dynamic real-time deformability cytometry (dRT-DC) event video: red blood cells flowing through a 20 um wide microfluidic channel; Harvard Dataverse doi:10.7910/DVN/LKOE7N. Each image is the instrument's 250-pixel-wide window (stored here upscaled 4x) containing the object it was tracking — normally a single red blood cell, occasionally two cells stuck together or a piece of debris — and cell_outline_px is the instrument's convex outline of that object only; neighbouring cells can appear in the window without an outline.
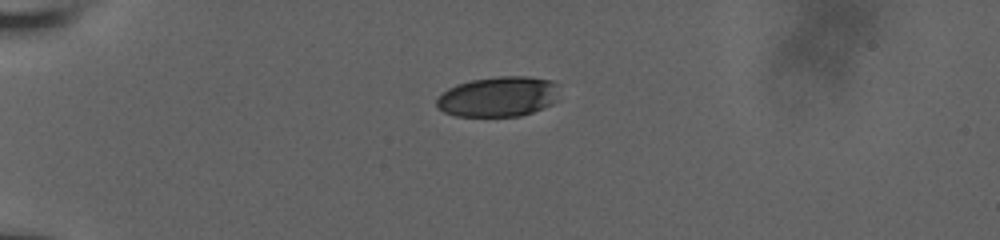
{"species": "human", "species_latin": "Homo sapiens", "temperature_condition": "room temperature", "stored_images_in_passage": 42, "camera_frame_rate_fps": 3000, "um_per_image_px": 0.085, "donor": {"sex": "male"}, "frame": {"image": 1, "passage_image": 1, "time_ms": 0.0, "image_size_px": [1000, 240], "cell_outline_px": [[560, 100], [544, 108], [520, 116], [456, 116], [444, 112], [436, 108], [436, 100], [448, 88], [456, 84], [472, 80], [500, 76], [528, 76], [552, 80], [560, 84]], "centroid_in_image_um": [42.44, 8.21], "position_along_channel_um": 42.6, "area_um2": 29.3}}
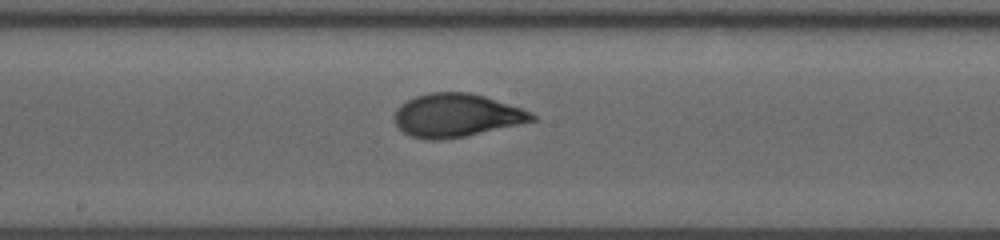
{"frame": {"image": 2, "passage_image": 18, "time_ms": 5.667, "image_size_px": [1000, 240], "cell_outline_px": [[536, 120], [464, 136], [440, 140], [428, 140], [412, 136], [404, 132], [396, 124], [396, 108], [400, 104], [416, 96], [428, 92], [468, 92], [484, 96], [524, 108], [532, 112], [536, 116]], "centroid_in_image_um": [38.81, 9.79], "position_along_channel_um": 209.4, "area_um2": 34.39}}
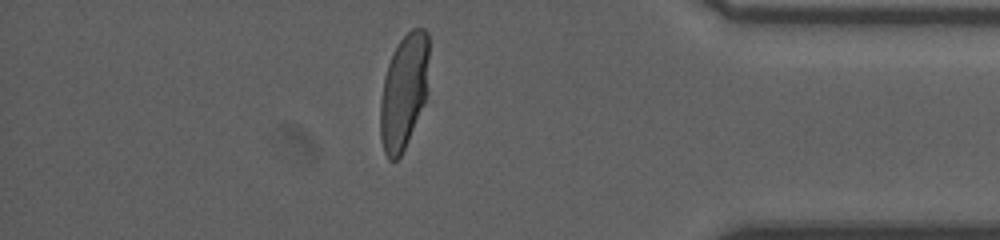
{"frame": {"image": 3, "passage_image": 35, "time_ms": 11.333, "image_size_px": [1000, 240], "cell_outline_px": [[428, 92], [424, 104], [408, 140], [400, 156], [396, 160], [388, 160], [384, 152], [380, 136], [380, 104], [384, 76], [392, 52], [400, 40], [412, 28], [424, 28], [428, 32]], "centroid_in_image_um": [34.33, 7.77], "position_along_channel_um": 400.9, "area_um2": 32.77}, "authors_computed_cell_mechanics": {"area_um2": 34.4777, "velocity_mm_per_s": 3.819, "shape_relaxation_time_tau1_ms": 4.9136, "shape_relaxation_time_tau2_ms": null, "deformation_change_tau1": 0.1991, "deformation_change_tau2": null}}